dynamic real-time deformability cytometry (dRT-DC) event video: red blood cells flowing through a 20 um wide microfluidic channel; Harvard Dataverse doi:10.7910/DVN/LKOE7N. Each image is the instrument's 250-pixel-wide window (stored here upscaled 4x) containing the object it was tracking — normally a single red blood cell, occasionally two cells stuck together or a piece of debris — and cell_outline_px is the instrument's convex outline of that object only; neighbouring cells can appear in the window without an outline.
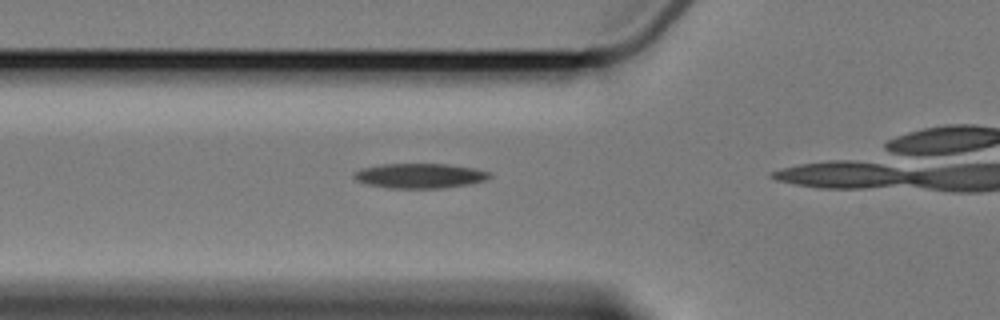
{"species": "Egyptian fruit bat (a non-hibernating species)", "species_latin": "Rousettus aegyptiacus", "temperature_condition": "cold", "stored_images_in_passage": 4, "camera_frame_rate_fps": 3000, "um_per_image_px": 0.085, "animal": {"sex": "female"}, "frame": {"image": 1, "passage_image": 3, "time_ms": 2.333, "image_size_px": [1000, 320], "cell_outline_px": [[492, 176], [484, 180], [472, 184], [440, 188], [388, 188], [368, 184], [356, 180], [352, 176], [352, 172], [360, 168], [380, 164], [448, 164], [472, 168], [492, 172]], "centroid_in_image_um": [35.66, 14.94], "position_along_channel_um": 90.1, "area_um2": 19.77}}